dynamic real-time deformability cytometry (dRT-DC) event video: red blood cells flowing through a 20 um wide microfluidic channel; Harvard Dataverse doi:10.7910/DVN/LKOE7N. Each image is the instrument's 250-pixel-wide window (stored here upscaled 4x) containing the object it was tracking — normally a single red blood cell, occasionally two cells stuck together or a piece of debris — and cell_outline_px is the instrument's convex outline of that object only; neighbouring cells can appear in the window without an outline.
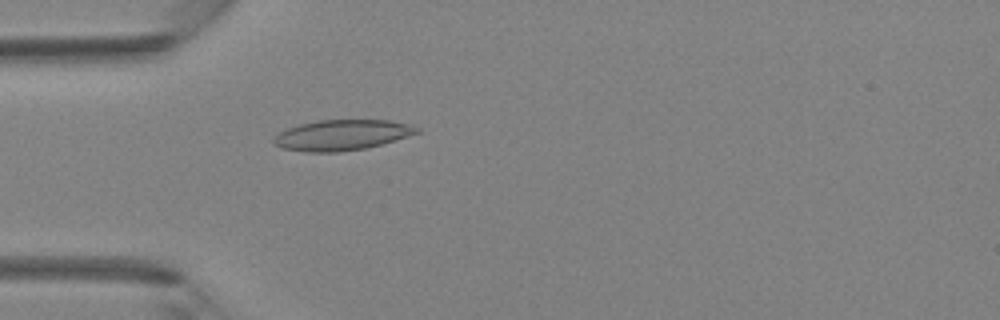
{"species": "Egyptian fruit bat (a non-hibernating species)", "species_latin": "Rousettus aegyptiacus", "temperature_condition": "room temperature", "stored_images_in_passage": 40, "camera_frame_rate_fps": 3000, "um_per_image_px": 0.085, "animal": {"sex": "female"}, "frame": {"image": 1, "passage_image": 12, "time_ms": 3.667, "image_size_px": [1000, 320], "cell_outline_px": [[420, 132], [380, 144], [364, 148], [336, 152], [308, 152], [284, 148], [272, 144], [272, 140], [280, 132], [288, 128], [300, 124], [316, 120], [392, 120], [412, 124], [420, 128]], "centroid_in_image_um": [29.07, 11.46], "position_along_channel_um": 55.9, "area_um2": 25.32}}
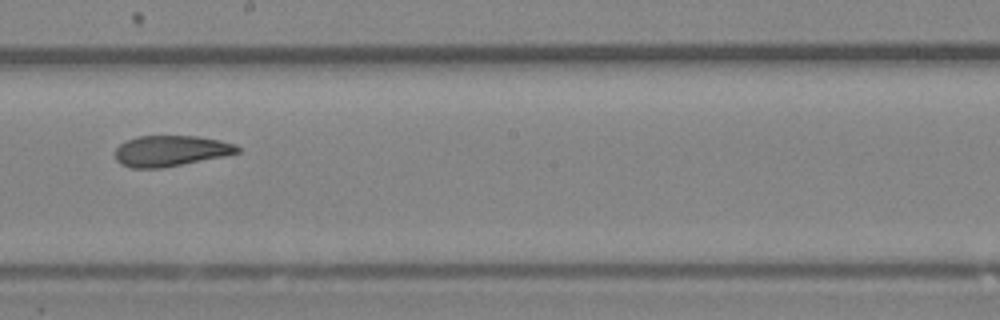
{"frame": {"image": 2, "passage_image": 23, "time_ms": 7.333, "image_size_px": [1000, 320], "cell_outline_px": [[240, 152], [224, 156], [160, 168], [132, 168], [120, 164], [116, 160], [116, 148], [120, 144], [136, 136], [196, 136], [220, 140], [236, 144], [240, 148]], "centroid_in_image_um": [14.51, 12.82], "position_along_channel_um": 233.7, "area_um2": 21.85}}
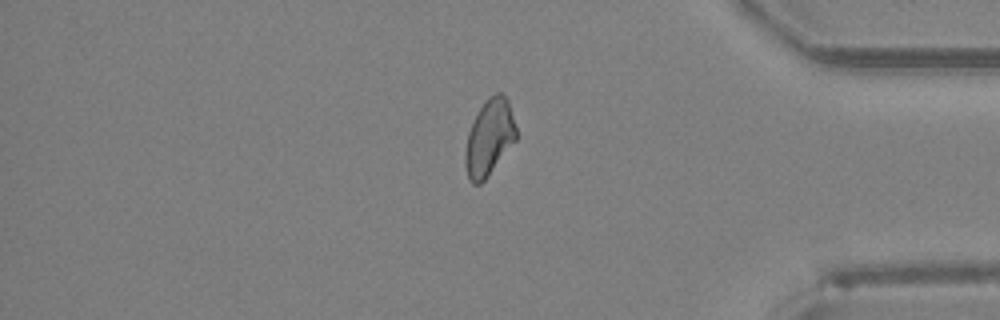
{"frame": {"image": 3, "passage_image": 34, "time_ms": 11.0, "image_size_px": [1000, 320], "cell_outline_px": [[516, 140], [484, 180], [480, 184], [472, 184], [468, 176], [464, 164], [464, 156], [468, 132], [484, 100], [488, 96], [496, 92], [500, 92], [508, 100], [516, 128]], "centroid_in_image_um": [41.58, 11.68], "position_along_channel_um": 393.6, "area_um2": 22.37}}